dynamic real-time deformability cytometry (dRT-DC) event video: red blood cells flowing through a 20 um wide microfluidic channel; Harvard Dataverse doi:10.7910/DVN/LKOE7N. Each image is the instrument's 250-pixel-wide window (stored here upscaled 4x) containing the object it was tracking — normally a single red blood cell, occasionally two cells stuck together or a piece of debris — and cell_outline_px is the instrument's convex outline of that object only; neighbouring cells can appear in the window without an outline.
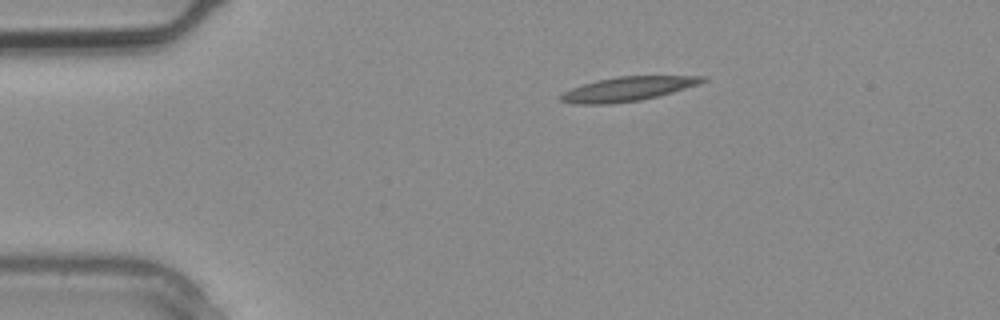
{"species": "common noctule bat (a hibernating species)", "species_latin": "Nyctalus noctula", "temperature_condition": "warm", "stored_images_in_passage": 2, "camera_frame_rate_fps": 3000, "um_per_image_px": 0.085, "animal": {"sex": "male", "body_mass_g": 20.4}, "frame": {"image": 1, "passage_image": 1, "time_ms": 0.0, "image_size_px": [1000, 320], "cell_outline_px": [[708, 80], [700, 84], [672, 92], [640, 100], [608, 104], [572, 104], [560, 100], [556, 96], [572, 88], [596, 80], [616, 76], [708, 76]], "centroid_in_image_um": [53.34, 7.55], "position_along_channel_um": 31.7, "area_um2": 20.06}}
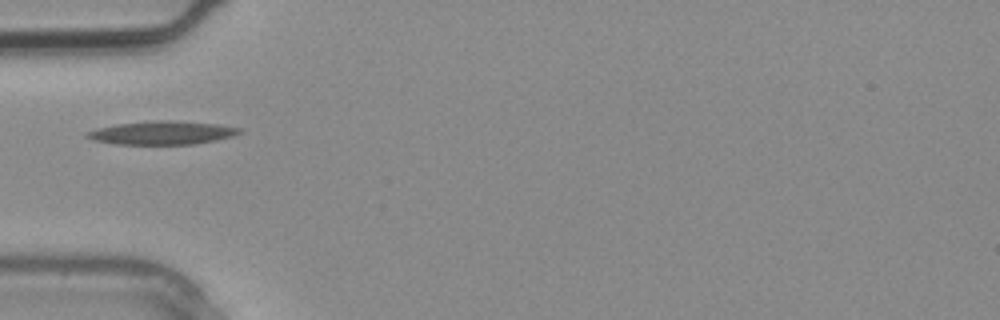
{"frame": {"image": 2, "passage_image": 2, "time_ms": 0.333, "image_size_px": [1000, 320], "cell_outline_px": [[244, 132], [232, 136], [216, 140], [196, 144], [116, 144], [92, 140], [84, 136], [88, 132], [100, 128], [116, 124], [156, 120], [168, 120], [216, 124], [244, 128]], "centroid_in_image_um": [13.83, 11.29], "position_along_channel_um": 71.2, "area_um2": 20.75}}